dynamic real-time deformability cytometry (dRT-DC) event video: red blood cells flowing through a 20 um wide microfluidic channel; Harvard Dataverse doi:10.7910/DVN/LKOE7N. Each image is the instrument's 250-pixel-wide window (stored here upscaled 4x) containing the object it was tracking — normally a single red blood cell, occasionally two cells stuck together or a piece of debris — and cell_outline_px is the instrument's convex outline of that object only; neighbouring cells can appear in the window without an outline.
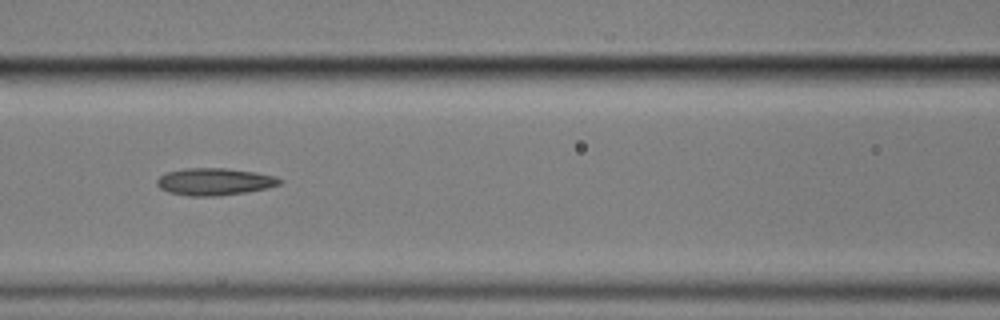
{"species": "common noctule bat (a hibernating species)", "species_latin": "Nyctalus noctula", "temperature_condition": "cold", "stored_images_in_passage": 11, "camera_frame_rate_fps": 3000, "um_per_image_px": 0.085, "animal": {"sex": "male", "body_mass_g": 17.9}, "frame": {"image": 1, "passage_image": 7, "time_ms": 8.0, "image_size_px": [1000, 320], "cell_outline_px": [[284, 180], [280, 184], [268, 188], [220, 196], [188, 196], [168, 192], [160, 188], [156, 184], [156, 180], [160, 176], [168, 172], [184, 168], [228, 168], [256, 172], [276, 176]], "centroid_in_image_um": [18.25, 15.44], "position_along_channel_um": 148.4, "area_um2": 19.59}}
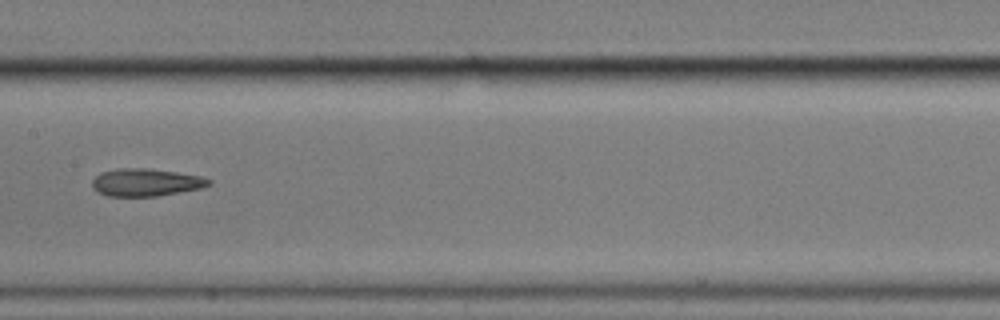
{"frame": {"image": 2, "passage_image": 8, "time_ms": 9.333, "image_size_px": [1000, 320], "cell_outline_px": [[212, 184], [200, 188], [156, 196], [108, 196], [96, 192], [92, 188], [92, 180], [100, 172], [116, 168], [148, 168], [176, 172], [200, 176], [212, 180]], "centroid_in_image_um": [12.35, 15.49], "position_along_channel_um": 195.0, "area_um2": 18.79}}
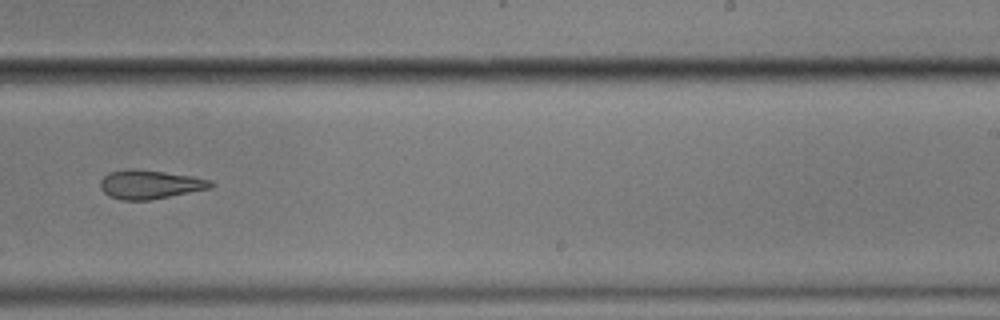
{"frame": {"image": 3, "passage_image": 10, "time_ms": 11.667, "image_size_px": [1000, 320], "cell_outline_px": [[216, 184], [212, 188], [148, 200], [120, 200], [108, 196], [100, 188], [100, 180], [108, 172], [124, 168], [132, 168], [164, 172], [192, 176], [212, 180]], "centroid_in_image_um": [12.73, 15.67], "position_along_channel_um": 276.3, "area_um2": 18.79}}